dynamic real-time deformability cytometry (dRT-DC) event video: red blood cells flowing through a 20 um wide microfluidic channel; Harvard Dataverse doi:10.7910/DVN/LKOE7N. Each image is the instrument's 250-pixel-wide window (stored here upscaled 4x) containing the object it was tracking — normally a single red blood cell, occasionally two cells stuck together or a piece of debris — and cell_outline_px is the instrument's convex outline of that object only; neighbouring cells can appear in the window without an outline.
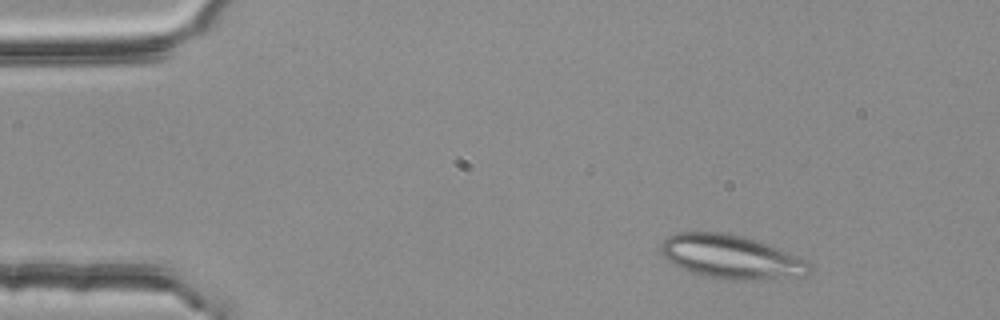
{"species": "common noctule bat (a hibernating species)", "species_latin": "Nyctalus noctula", "temperature_condition": "room temperature", "stored_images_in_passage": 4, "segment_of_instrument_passage": [1, 2], "camera_frame_rate_fps": 3000, "um_per_image_px": 0.085, "animal": {"sex": "female", "body_mass_g": 25.1}, "frame": {"image": 1, "passage_image": 1, "time_ms": 0.0, "image_size_px": [1000, 320], "cell_outline_px": [[812, 268], [804, 276], [744, 280], [728, 280], [704, 276], [680, 268], [672, 264], [660, 252], [660, 244], [668, 236], [676, 232], [728, 232], [756, 240], [800, 256], [808, 260], [812, 264]], "centroid_in_image_um": [62.14, 21.83], "position_along_channel_um": 22.9, "area_um2": 38.09}}